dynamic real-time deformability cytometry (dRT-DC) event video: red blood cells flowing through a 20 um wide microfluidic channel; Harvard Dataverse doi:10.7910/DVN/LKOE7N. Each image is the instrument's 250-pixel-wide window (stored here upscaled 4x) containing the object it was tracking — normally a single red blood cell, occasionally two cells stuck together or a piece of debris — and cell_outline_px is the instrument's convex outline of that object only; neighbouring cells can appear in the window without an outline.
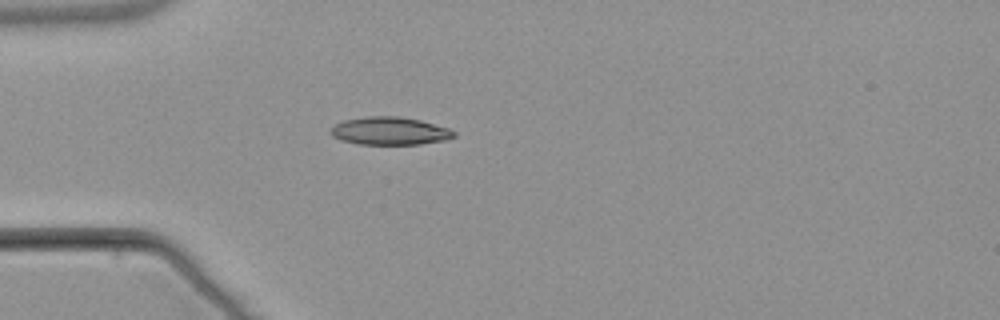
{"species": "common noctule bat (a hibernating species)", "species_latin": "Nyctalus noctula", "temperature_condition": "warm", "stored_images_in_passage": 4, "camera_frame_rate_fps": 3000, "um_per_image_px": 0.085, "animal": {"sex": "male", "body_mass_g": 21.5, "forearm_length_mm": 52.0}, "frame": {"image": 1, "passage_image": 4, "time_ms": 6.667, "image_size_px": [1000, 320], "cell_outline_px": [[456, 136], [448, 140], [420, 144], [356, 144], [340, 140], [332, 136], [328, 132], [328, 128], [344, 120], [368, 116], [400, 116], [420, 120], [448, 128], [456, 132]], "centroid_in_image_um": [33.11, 11.13], "position_along_channel_um": 51.9, "area_um2": 20.29}}